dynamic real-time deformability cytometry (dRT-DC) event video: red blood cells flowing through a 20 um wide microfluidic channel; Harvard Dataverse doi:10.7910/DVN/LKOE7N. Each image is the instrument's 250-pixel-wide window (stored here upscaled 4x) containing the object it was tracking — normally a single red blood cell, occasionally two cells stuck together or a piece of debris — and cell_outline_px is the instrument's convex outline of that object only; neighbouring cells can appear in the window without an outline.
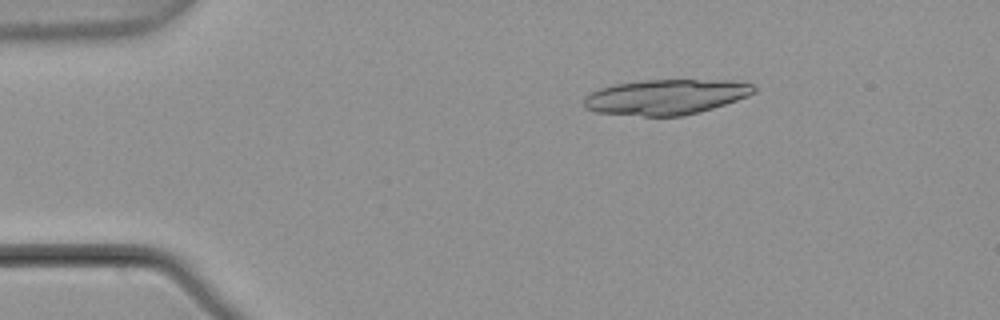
{"species": "common noctule bat (a hibernating species)", "species_latin": "Nyctalus noctula", "temperature_condition": "warm", "stored_images_in_passage": 4, "camera_frame_rate_fps": 3000, "um_per_image_px": 0.085, "animal": {"sex": "male", "body_mass_g": 21.5, "forearm_length_mm": 52.0}, "frame": {"image": 1, "passage_image": 2, "time_ms": 0.333, "image_size_px": [1000, 320], "cell_outline_px": [[756, 92], [748, 96], [700, 112], [680, 116], [644, 116], [596, 112], [584, 108], [584, 96], [600, 88], [616, 84], [640, 80], [732, 80], [752, 84], [756, 88]], "centroid_in_image_um": [56.6, 8.23], "position_along_channel_um": 28.4, "area_um2": 34.91}}